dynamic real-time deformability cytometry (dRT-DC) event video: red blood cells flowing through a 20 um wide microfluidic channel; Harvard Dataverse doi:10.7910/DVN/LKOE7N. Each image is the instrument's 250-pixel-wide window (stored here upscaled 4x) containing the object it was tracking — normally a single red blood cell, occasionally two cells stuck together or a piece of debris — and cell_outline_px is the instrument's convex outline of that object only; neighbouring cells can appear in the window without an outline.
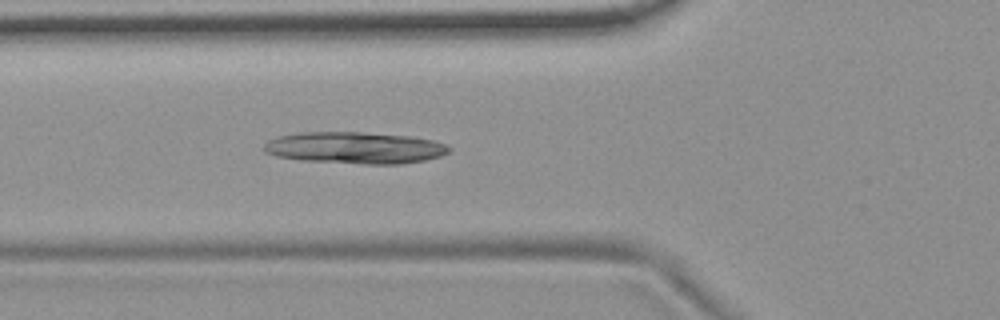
{"species": "common noctule bat (a hibernating species)", "species_latin": "Nyctalus noctula", "temperature_condition": "room temperature", "stored_images_in_passage": 4, "camera_frame_rate_fps": 3000, "um_per_image_px": 0.085, "animal": {"sex": "female", "body_mass_g": 19.9}, "frame": {"image": 1, "passage_image": 4, "time_ms": 1.0, "image_size_px": [1000, 320], "cell_outline_px": [[452, 148], [448, 152], [440, 156], [424, 160], [400, 164], [364, 164], [300, 160], [276, 156], [264, 152], [264, 144], [268, 140], [280, 136], [300, 132], [360, 132], [408, 136], [432, 140], [444, 144]], "centroid_in_image_um": [30.14, 12.57], "position_along_channel_um": 95.7, "area_um2": 34.1}}